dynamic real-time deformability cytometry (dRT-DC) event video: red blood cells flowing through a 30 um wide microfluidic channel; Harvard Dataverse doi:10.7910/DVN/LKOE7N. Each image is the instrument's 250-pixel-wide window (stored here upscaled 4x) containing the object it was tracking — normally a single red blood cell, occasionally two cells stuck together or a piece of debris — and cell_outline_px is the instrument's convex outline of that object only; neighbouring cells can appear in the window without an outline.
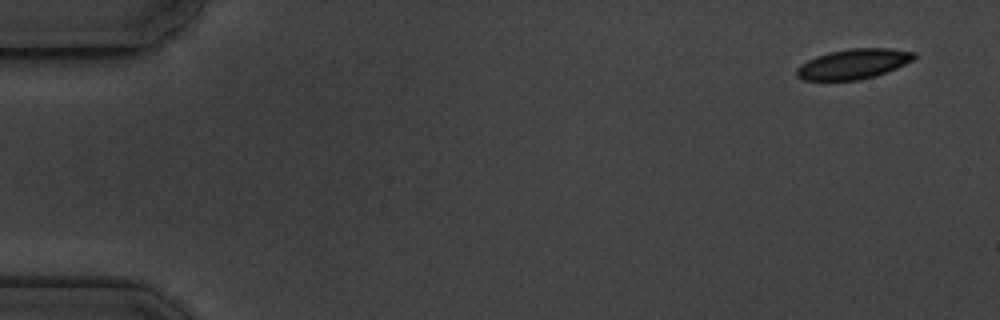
{"species": "common noctule bat (a hibernating species)", "species_latin": "Nyctalus noctula", "temperature_condition": "cold", "stored_images_in_passage": 4, "camera_frame_rate_fps": 3000, "um_per_image_px": 0.085, "animal": {"sex": "male", "body_mass_g": 19.5, "forearm_length_mm": 54.6}, "frame": {"image": 1, "passage_image": 1, "time_ms": 0.0, "image_size_px": [1000, 320], "cell_outline_px": [[916, 56], [912, 60], [896, 68], [876, 76], [860, 80], [804, 80], [796, 76], [796, 68], [800, 64], [816, 56], [828, 52], [852, 48], [892, 48], [916, 52]], "centroid_in_image_um": [72.53, 5.43], "position_along_channel_um": 12.5, "area_um2": 20.63}}
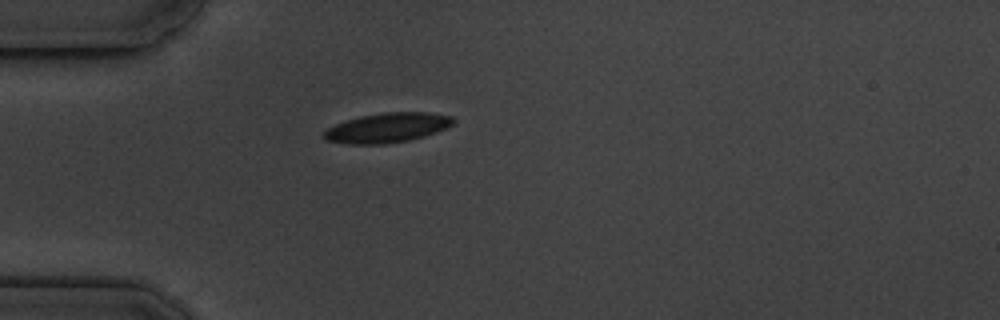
{"frame": {"image": 2, "passage_image": 4, "time_ms": 4.333, "image_size_px": [1000, 320], "cell_outline_px": [[456, 120], [448, 128], [424, 136], [408, 140], [384, 144], [348, 144], [324, 140], [320, 136], [328, 128], [336, 124], [360, 116], [384, 112], [428, 112], [452, 116]], "centroid_in_image_um": [32.92, 10.86], "position_along_channel_um": 52.1, "area_um2": 22.43}}